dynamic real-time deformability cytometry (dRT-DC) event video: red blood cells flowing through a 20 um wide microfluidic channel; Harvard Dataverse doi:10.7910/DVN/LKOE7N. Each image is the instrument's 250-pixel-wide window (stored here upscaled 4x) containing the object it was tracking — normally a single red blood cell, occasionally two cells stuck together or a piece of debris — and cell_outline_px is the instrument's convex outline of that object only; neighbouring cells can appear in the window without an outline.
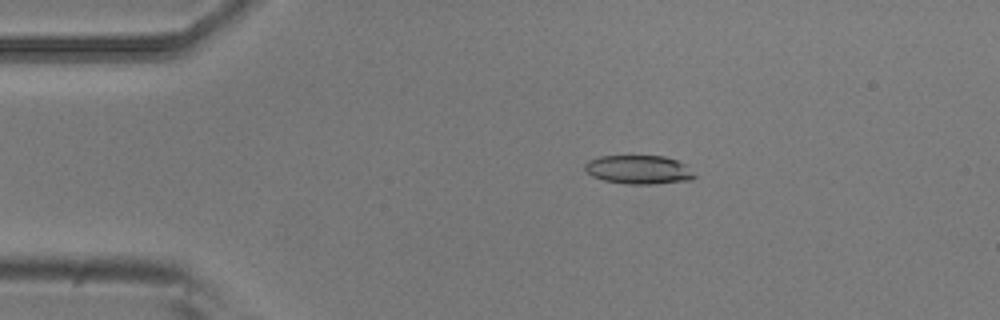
{"species": "common noctule bat (a hibernating species)", "species_latin": "Nyctalus noctula", "temperature_condition": "room temperature", "stored_images_in_passage": 4, "camera_frame_rate_fps": 3000, "um_per_image_px": 0.085, "animal": {"sex": "male", "body_mass_g": 20.5, "forearm_length_mm": 52.5}, "frame": {"image": 1, "passage_image": 2, "time_ms": 0.333, "image_size_px": [1000, 320], "cell_outline_px": [[696, 176], [692, 180], [652, 184], [624, 184], [604, 180], [592, 176], [584, 168], [584, 164], [588, 160], [600, 156], [664, 156], [676, 160], [684, 164]], "centroid_in_image_um": [54.27, 14.42], "position_along_channel_um": 30.7, "area_um2": 18.32}}
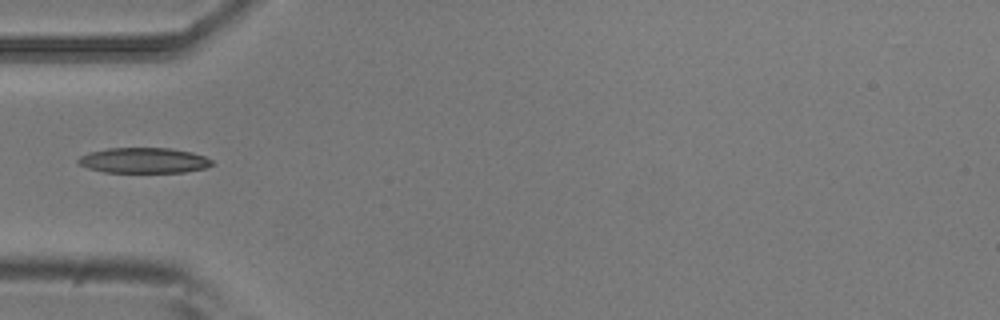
{"frame": {"image": 2, "passage_image": 4, "time_ms": 1.0, "image_size_px": [1000, 320], "cell_outline_px": [[212, 164], [204, 168], [184, 172], [104, 172], [88, 168], [80, 164], [76, 160], [80, 156], [88, 152], [108, 148], [172, 148], [192, 152], [204, 156], [212, 160]], "centroid_in_image_um": [12.2, 13.63], "position_along_channel_um": 72.8, "area_um2": 19.77}}